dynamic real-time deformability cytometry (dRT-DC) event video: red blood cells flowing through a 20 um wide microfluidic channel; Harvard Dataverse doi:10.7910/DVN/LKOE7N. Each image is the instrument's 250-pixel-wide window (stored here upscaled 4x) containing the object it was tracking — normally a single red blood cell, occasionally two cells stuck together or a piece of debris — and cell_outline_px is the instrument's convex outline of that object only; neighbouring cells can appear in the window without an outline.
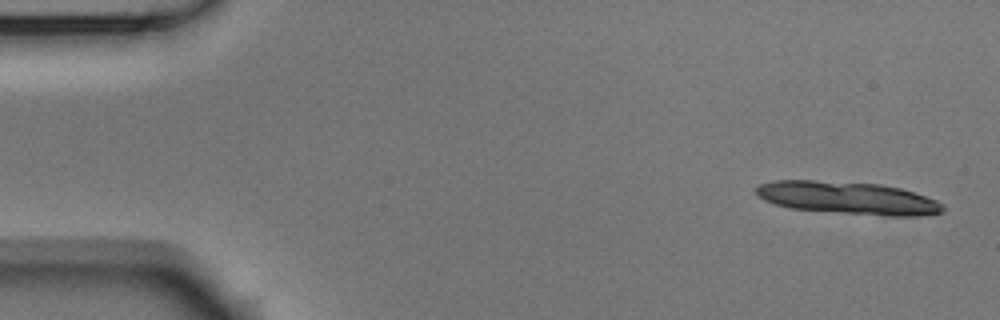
{"species": "Egyptian fruit bat (a non-hibernating species)", "species_latin": "Rousettus aegyptiacus", "temperature_condition": "room temperature", "stored_images_in_passage": 5, "camera_frame_rate_fps": 3000, "um_per_image_px": 0.085, "animal": {"sex": "male"}, "frame": {"image": 1, "passage_image": 1, "time_ms": 0.0, "image_size_px": [1000, 320], "cell_outline_px": [[944, 212], [924, 216], [888, 216], [792, 208], [776, 204], [764, 200], [756, 192], [756, 188], [760, 184], [772, 180], [812, 180], [880, 184], [900, 188], [936, 200], [944, 204]], "centroid_in_image_um": [72.11, 16.82], "position_along_channel_um": 12.9, "area_um2": 35.2}}
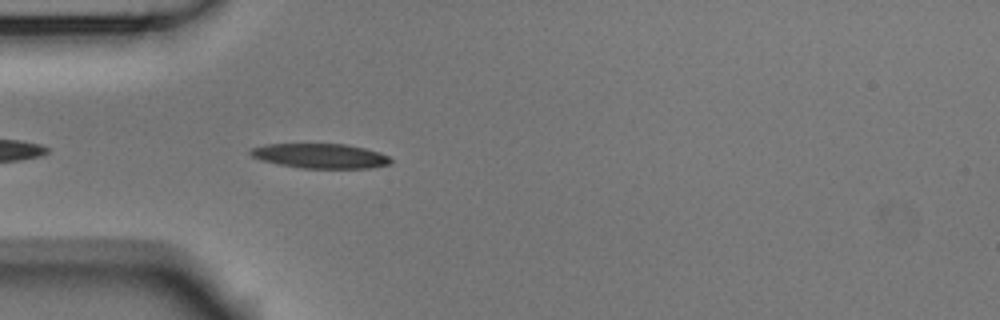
{"frame": {"image": 2, "passage_image": 5, "time_ms": 1.333, "image_size_px": [1000, 320], "cell_outline_px": [[392, 160], [388, 164], [368, 168], [300, 168], [260, 160], [252, 156], [248, 152], [252, 148], [264, 144], [344, 144], [364, 148], [380, 152], [388, 156]], "centroid_in_image_um": [27.2, 13.25], "position_along_channel_um": 57.8, "area_um2": 20.06}}